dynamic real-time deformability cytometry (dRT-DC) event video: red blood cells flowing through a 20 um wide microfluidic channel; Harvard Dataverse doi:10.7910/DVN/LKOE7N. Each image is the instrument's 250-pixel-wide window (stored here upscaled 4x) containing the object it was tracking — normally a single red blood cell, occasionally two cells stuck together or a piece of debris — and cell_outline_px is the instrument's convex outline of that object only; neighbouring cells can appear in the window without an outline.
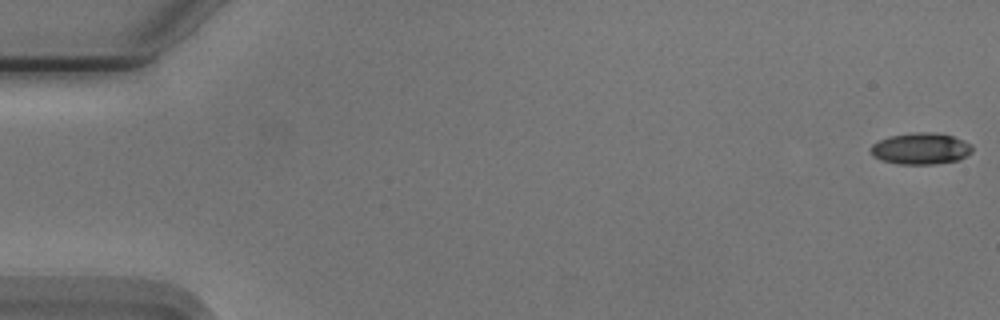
{"species": "Egyptian fruit bat (a non-hibernating species)", "species_latin": "Rousettus aegyptiacus", "temperature_condition": "cold", "stored_images_in_passage": 55, "camera_frame_rate_fps": 3000, "um_per_image_px": 0.085, "animal": {"sex": "male"}, "frame": {"image": 1, "passage_image": 1, "time_ms": 0.0, "image_size_px": [1000, 320], "cell_outline_px": [[972, 152], [960, 160], [936, 164], [900, 164], [880, 160], [872, 156], [868, 148], [872, 144], [888, 136], [916, 132], [936, 132], [952, 136], [964, 140], [972, 144]], "centroid_in_image_um": [78.25, 12.63], "position_along_channel_um": 6.7, "area_um2": 18.96}}
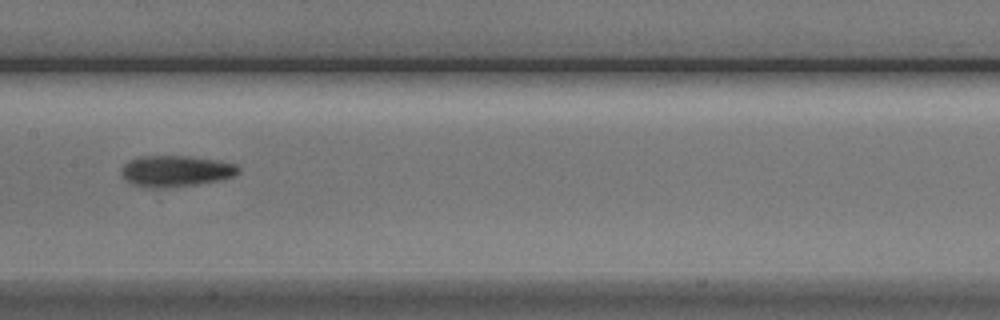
{"frame": {"image": 2, "passage_image": 28, "time_ms": 9.0, "image_size_px": [1000, 320], "cell_outline_px": [[240, 172], [232, 176], [216, 180], [196, 184], [168, 188], [144, 188], [128, 184], [124, 180], [120, 172], [124, 164], [140, 156], [188, 156], [236, 164], [240, 168]], "centroid_in_image_um": [14.85, 14.56], "position_along_channel_um": 192.5, "area_um2": 21.27}}
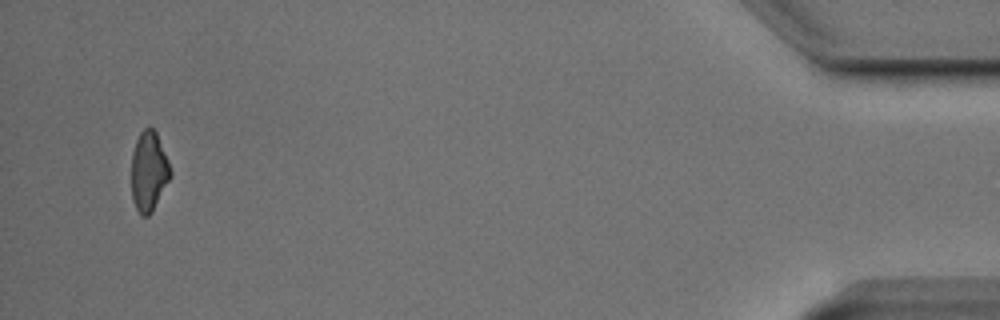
{"frame": {"image": 3, "passage_image": 53, "time_ms": 17.333, "image_size_px": [1000, 320], "cell_outline_px": [[172, 176], [152, 212], [148, 216], [140, 216], [132, 200], [132, 152], [136, 140], [140, 132], [148, 124], [156, 132], [168, 160], [172, 172]], "centroid_in_image_um": [12.65, 14.57], "position_along_channel_um": 422.5, "area_um2": 18.32}, "authors_computed_cell_mechanics": {"area_um2": 19.4786, "velocity_mm_per_s": 3.7656, "shape_relaxation_time_tau1_ms": 3.0861, "shape_relaxation_time_tau2_ms": 3.2503, "deformation_change_tau1": 0.1518, "deformation_change_tau2": 0.1124}}